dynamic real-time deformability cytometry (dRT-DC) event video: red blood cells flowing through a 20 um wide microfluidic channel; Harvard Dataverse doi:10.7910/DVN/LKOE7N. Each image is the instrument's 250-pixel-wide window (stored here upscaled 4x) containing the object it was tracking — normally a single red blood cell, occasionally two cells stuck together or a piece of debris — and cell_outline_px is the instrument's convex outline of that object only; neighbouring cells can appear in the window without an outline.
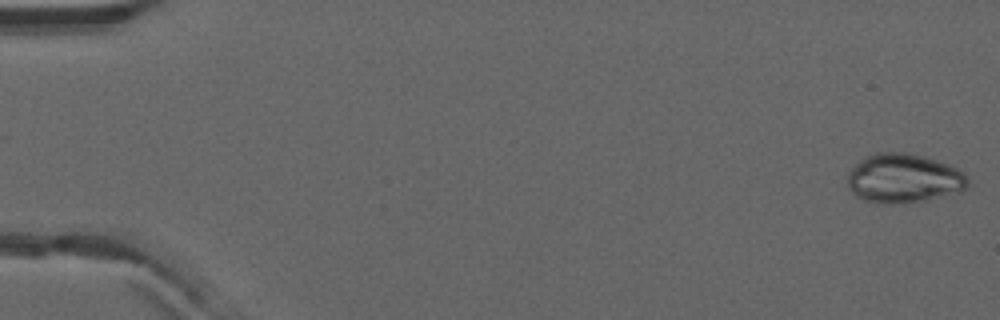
{"species": "common noctule bat (a hibernating species)", "species_latin": "Nyctalus noctula", "temperature_condition": "warm", "stored_images_in_passage": 52, "camera_frame_rate_fps": 3000, "um_per_image_px": 0.085, "animal": {"sex": "male", "forearm_length_mm": 52.5}, "frame": {"image": 1, "passage_image": 1, "time_ms": 0.0, "image_size_px": [1000, 320], "cell_outline_px": [[968, 188], [960, 192], [928, 200], [884, 204], [876, 204], [864, 200], [856, 196], [848, 188], [848, 176], [852, 168], [864, 156], [876, 152], [908, 152], [924, 156], [948, 164], [964, 172], [968, 180]], "centroid_in_image_um": [76.82, 15.16], "position_along_channel_um": 8.2, "area_um2": 34.8}}
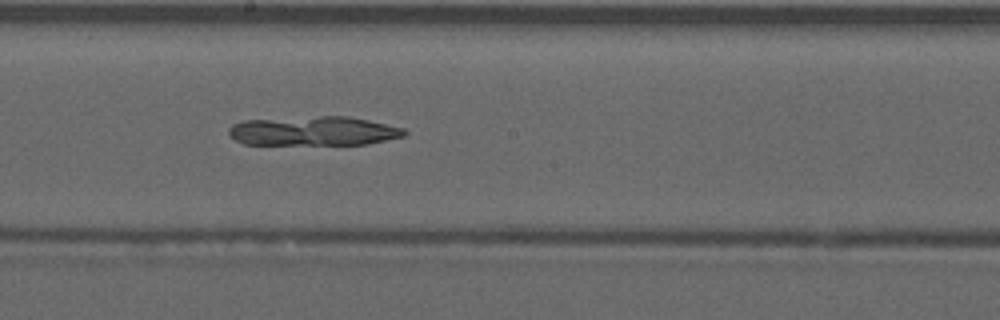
{"frame": {"image": 2, "passage_image": 29, "time_ms": 9.333, "image_size_px": [1000, 320], "cell_outline_px": [[408, 132], [404, 136], [368, 144], [244, 144], [236, 140], [228, 132], [228, 128], [232, 124], [244, 120], [320, 116], [348, 116], [368, 120], [404, 128]], "centroid_in_image_um": [26.66, 11.13], "position_along_channel_um": 221.5, "area_um2": 29.82}}
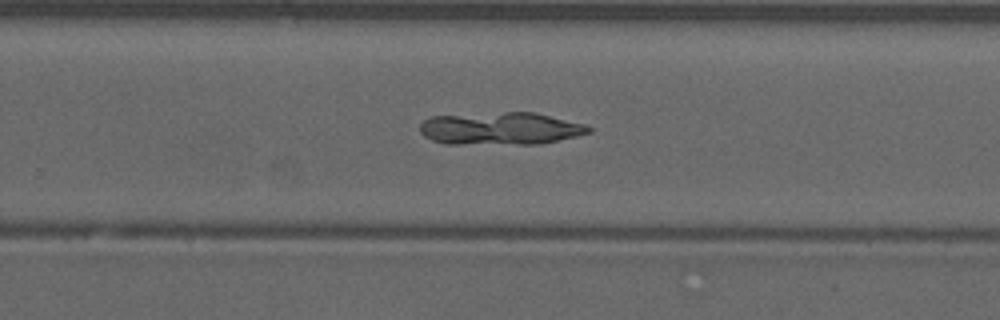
{"frame": {"image": 3, "passage_image": 34, "time_ms": 11.0, "image_size_px": [1000, 320], "cell_outline_px": [[592, 132], [576, 136], [540, 144], [444, 144], [432, 140], [424, 136], [420, 132], [420, 124], [424, 120], [432, 116], [504, 112], [532, 112], [584, 124], [592, 128]], "centroid_in_image_um": [42.51, 10.93], "position_along_channel_um": 287.3, "area_um2": 32.02}}